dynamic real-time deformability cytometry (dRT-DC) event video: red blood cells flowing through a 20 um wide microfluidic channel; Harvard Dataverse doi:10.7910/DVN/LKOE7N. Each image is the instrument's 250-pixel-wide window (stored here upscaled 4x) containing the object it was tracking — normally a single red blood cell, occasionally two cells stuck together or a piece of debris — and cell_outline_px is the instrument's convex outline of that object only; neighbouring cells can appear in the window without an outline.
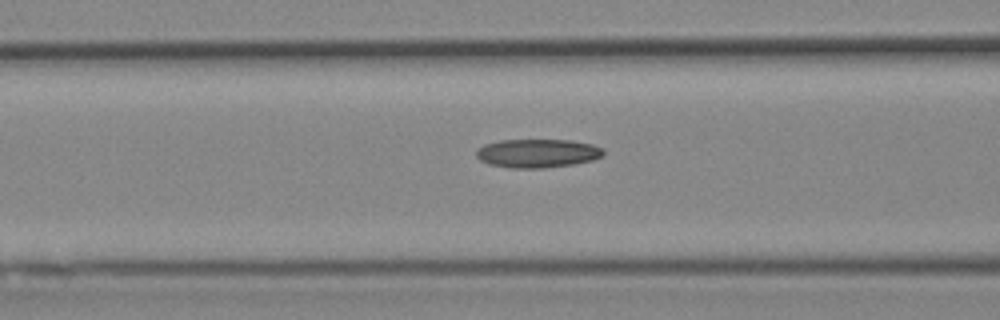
{"species": "Egyptian fruit bat (a non-hibernating species)", "species_latin": "Rousettus aegyptiacus", "temperature_condition": "cold", "stored_images_in_passage": 14, "camera_frame_rate_fps": 3000, "um_per_image_px": 0.085, "animal": {"sex": "female"}, "frame": {"image": 1, "passage_image": 12, "time_ms": 3.667, "image_size_px": [1000, 320], "cell_outline_px": [[604, 156], [592, 160], [572, 164], [544, 168], [512, 168], [488, 164], [480, 160], [476, 156], [476, 148], [484, 144], [500, 140], [572, 140], [592, 144], [600, 148], [604, 152]], "centroid_in_image_um": [45.65, 13.02], "position_along_channel_um": 120.9, "area_um2": 21.27}}